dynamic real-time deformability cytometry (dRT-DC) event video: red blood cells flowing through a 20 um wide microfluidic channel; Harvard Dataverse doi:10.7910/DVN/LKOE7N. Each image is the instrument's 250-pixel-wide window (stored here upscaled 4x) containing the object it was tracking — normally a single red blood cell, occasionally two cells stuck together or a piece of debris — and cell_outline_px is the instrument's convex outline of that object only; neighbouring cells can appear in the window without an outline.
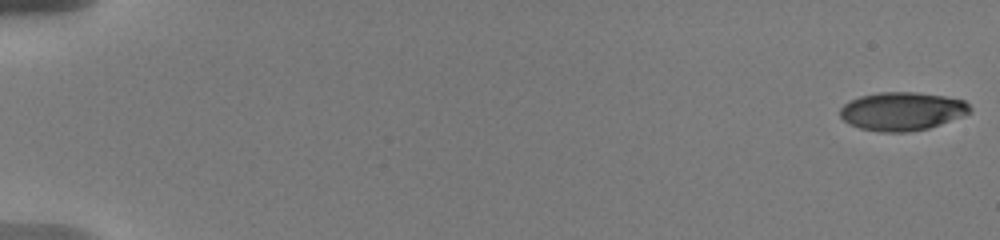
{"species": "human", "species_latin": "Homo sapiens", "temperature_condition": "warm", "stored_images_in_passage": 52, "camera_frame_rate_fps": 3000, "um_per_image_px": 0.085, "donor": {"sex": "male"}, "frame": {"image": 1, "passage_image": 1, "time_ms": 0.0, "image_size_px": [1000, 240], "cell_outline_px": [[972, 108], [968, 112], [960, 116], [940, 124], [928, 128], [908, 132], [880, 132], [860, 128], [844, 120], [840, 116], [840, 108], [844, 104], [860, 96], [880, 92], [916, 92], [944, 96], [964, 100]], "centroid_in_image_um": [76.66, 9.45], "position_along_channel_um": 8.3, "area_um2": 28.73}}
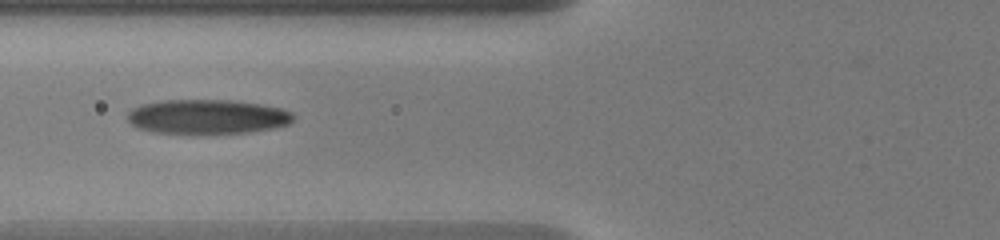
{"frame": {"image": 2, "passage_image": 20, "time_ms": 7.667, "image_size_px": [1000, 240], "cell_outline_px": [[292, 120], [288, 124], [272, 128], [244, 132], [152, 132], [136, 128], [124, 116], [132, 108], [140, 104], [164, 100], [232, 100], [260, 104], [280, 108], [292, 112]], "centroid_in_image_um": [17.55, 9.89], "position_along_channel_um": 108.3, "area_um2": 32.83}}
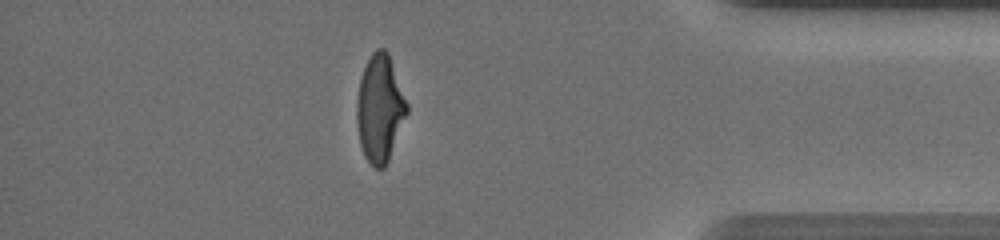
{"frame": {"image": 3, "passage_image": 44, "time_ms": 16.333, "image_size_px": [1000, 240], "cell_outline_px": [[408, 112], [388, 160], [384, 168], [376, 168], [364, 156], [360, 144], [356, 120], [356, 104], [360, 80], [364, 68], [372, 52], [376, 48], [384, 48], [388, 52], [408, 104]], "centroid_in_image_um": [32.28, 9.21], "position_along_channel_um": 402.9, "area_um2": 31.1}, "authors_computed_cell_mechanics": {"area_um2": 31.212, "velocity_mm_per_s": 3.7175, "shape_relaxation_time_tau1_ms": 4.7071, "shape_relaxation_time_tau2_ms": 1.4061, "deformation_change_tau1": 0.2142, "deformation_change_tau2": 0.0877}}